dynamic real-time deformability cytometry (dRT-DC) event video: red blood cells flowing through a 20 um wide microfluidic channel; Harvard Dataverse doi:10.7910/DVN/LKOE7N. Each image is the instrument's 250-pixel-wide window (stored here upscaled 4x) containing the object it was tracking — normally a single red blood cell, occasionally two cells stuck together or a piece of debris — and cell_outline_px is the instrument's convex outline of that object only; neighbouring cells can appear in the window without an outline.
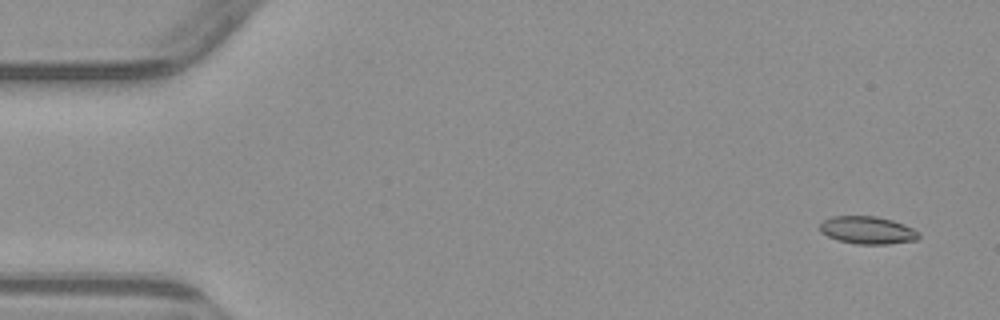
{"species": "common noctule bat (a hibernating species)", "species_latin": "Nyctalus noctula", "temperature_condition": "warm", "stored_images_in_passage": 5, "camera_frame_rate_fps": 3000, "um_per_image_px": 0.085, "animal": {"sex": "male", "body_mass_g": 23.1, "forearm_length_mm": 52.7}, "frame": {"image": 1, "passage_image": 1, "time_ms": 0.0, "image_size_px": [1000, 320], "cell_outline_px": [[920, 236], [916, 240], [888, 244], [856, 244], [840, 240], [828, 236], [820, 232], [820, 224], [824, 220], [832, 216], [876, 216], [892, 220], [904, 224], [920, 232]], "centroid_in_image_um": [73.75, 19.56], "position_along_channel_um": 11.2, "area_um2": 15.9}}
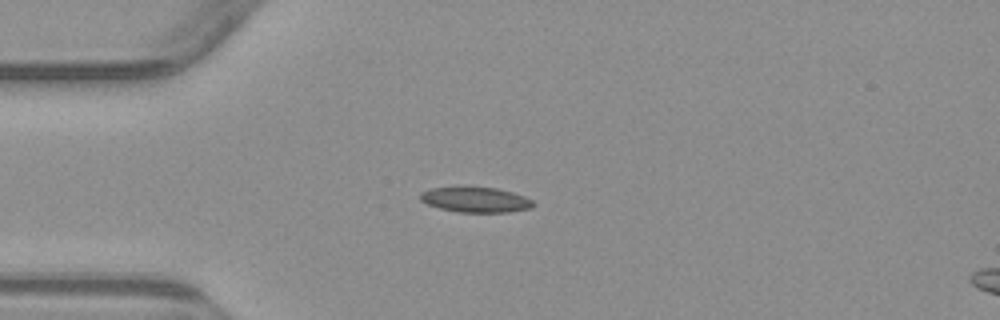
{"frame": {"image": 2, "passage_image": 4, "time_ms": 3.667, "image_size_px": [1000, 320], "cell_outline_px": [[536, 204], [532, 208], [508, 212], [460, 212], [440, 208], [428, 204], [420, 200], [420, 192], [428, 188], [460, 184], [468, 184], [496, 188], [512, 192], [524, 196], [532, 200]], "centroid_in_image_um": [40.38, 16.92], "position_along_channel_um": 44.6, "area_um2": 17.46}}